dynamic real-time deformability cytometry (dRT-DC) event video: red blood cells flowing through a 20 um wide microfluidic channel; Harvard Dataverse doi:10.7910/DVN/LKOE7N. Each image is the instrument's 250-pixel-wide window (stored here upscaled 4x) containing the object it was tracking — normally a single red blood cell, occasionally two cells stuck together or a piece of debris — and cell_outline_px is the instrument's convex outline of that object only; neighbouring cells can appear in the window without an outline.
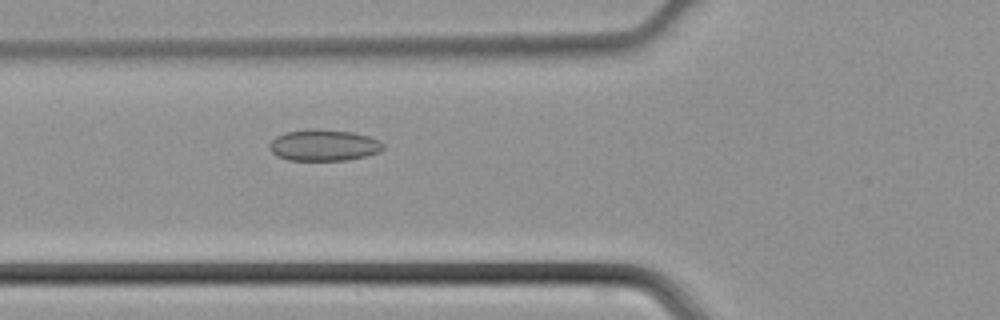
{"species": "common noctule bat (a hibernating species)", "species_latin": "Nyctalus noctula", "temperature_condition": "cold", "stored_images_in_passage": 45, "camera_frame_rate_fps": 3000, "um_per_image_px": 0.085, "animal": {"sex": "male", "body_mass_g": 21.5, "forearm_length_mm": 52.0}, "frame": {"image": 1, "passage_image": 17, "time_ms": 5.333, "image_size_px": [1000, 320], "cell_outline_px": [[384, 148], [380, 152], [348, 160], [288, 160], [276, 156], [268, 148], [268, 144], [276, 136], [284, 132], [312, 128], [316, 128], [352, 132], [368, 136], [380, 140], [384, 144]], "centroid_in_image_um": [27.5, 12.33], "position_along_channel_um": 98.3, "area_um2": 21.04}}
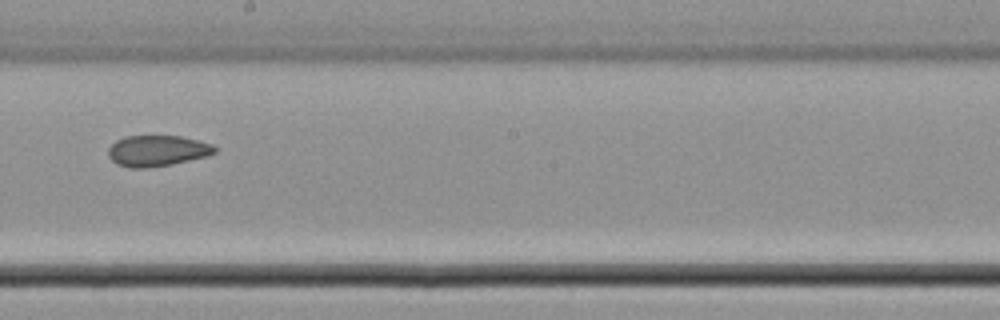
{"frame": {"image": 2, "passage_image": 26, "time_ms": 8.333, "image_size_px": [1000, 320], "cell_outline_px": [[216, 152], [208, 156], [172, 164], [148, 168], [128, 168], [116, 164], [108, 156], [108, 148], [116, 140], [124, 136], [180, 136], [212, 144], [216, 148]], "centroid_in_image_um": [13.34, 12.82], "position_along_channel_um": 234.9, "area_um2": 19.31}}
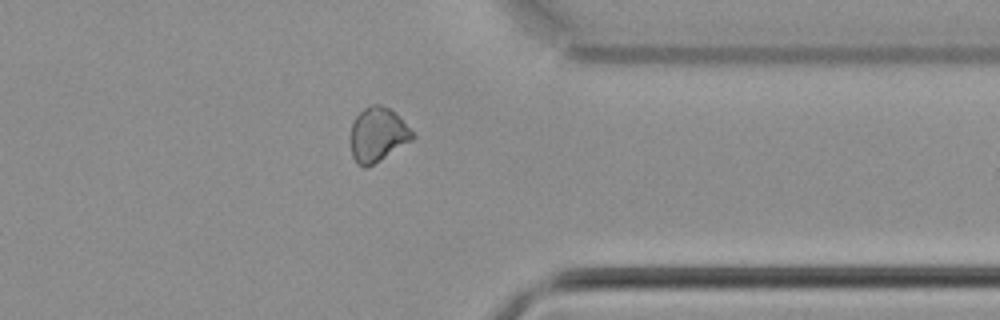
{"frame": {"image": 3, "passage_image": 36, "time_ms": 11.667, "image_size_px": [1000, 320], "cell_outline_px": [[416, 136], [412, 140], [368, 168], [364, 168], [356, 164], [352, 156], [348, 136], [352, 124], [356, 116], [364, 108], [372, 104], [380, 104], [388, 108]], "centroid_in_image_um": [32.02, 11.49], "position_along_channel_um": 379.4, "area_um2": 19.59}}